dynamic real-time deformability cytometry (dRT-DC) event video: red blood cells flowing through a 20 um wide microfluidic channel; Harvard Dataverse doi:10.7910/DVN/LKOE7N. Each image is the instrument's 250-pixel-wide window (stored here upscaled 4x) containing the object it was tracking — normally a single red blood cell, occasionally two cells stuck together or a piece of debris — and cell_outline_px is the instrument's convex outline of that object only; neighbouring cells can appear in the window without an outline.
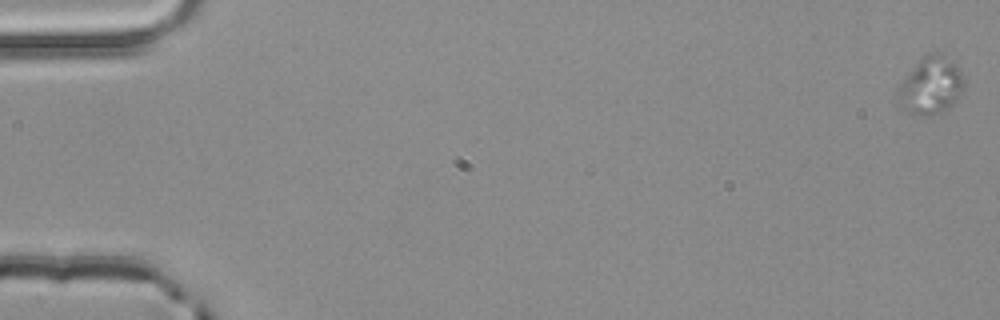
{"species": "common noctule bat (a hibernating species)", "species_latin": "Nyctalus noctula", "temperature_condition": "room temperature", "stored_images_in_passage": 4, "camera_frame_rate_fps": 3000, "um_per_image_px": 0.085, "animal": {"sex": "male", "body_mass_g": 20.4}, "frame": {"image": 1, "passage_image": 1, "time_ms": 0.0, "image_size_px": [1000, 320], "cell_outline_px": [[964, 88], [952, 104], [940, 112], [932, 116], [912, 116], [904, 108], [896, 88], [920, 56], [928, 52], [940, 52], [956, 64], [960, 68], [964, 76]], "centroid_in_image_um": [79.12, 7.23], "position_along_channel_um": 5.9, "area_um2": 22.37}}
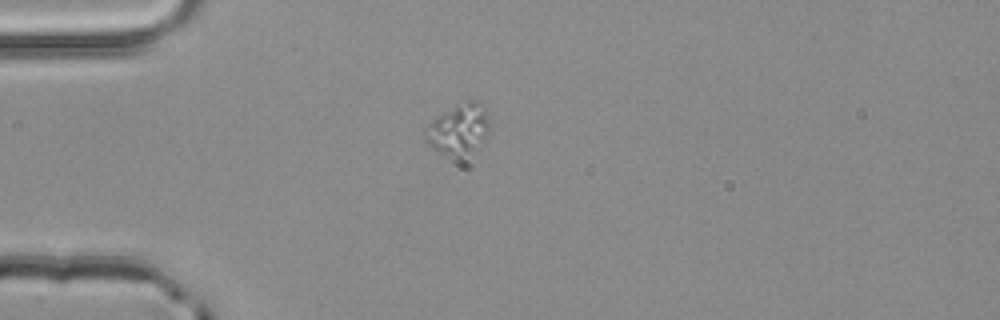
{"frame": {"image": 2, "passage_image": 4, "time_ms": 1.0, "image_size_px": [1000, 320], "cell_outline_px": [[488, 132], [484, 140], [468, 148], [452, 152], [440, 152], [432, 148], [428, 144], [424, 136], [428, 124], [432, 120], [456, 104], [468, 100], [480, 100], [484, 104], [488, 120]], "centroid_in_image_um": [38.97, 10.82], "position_along_channel_um": 46.0, "area_um2": 17.63}}